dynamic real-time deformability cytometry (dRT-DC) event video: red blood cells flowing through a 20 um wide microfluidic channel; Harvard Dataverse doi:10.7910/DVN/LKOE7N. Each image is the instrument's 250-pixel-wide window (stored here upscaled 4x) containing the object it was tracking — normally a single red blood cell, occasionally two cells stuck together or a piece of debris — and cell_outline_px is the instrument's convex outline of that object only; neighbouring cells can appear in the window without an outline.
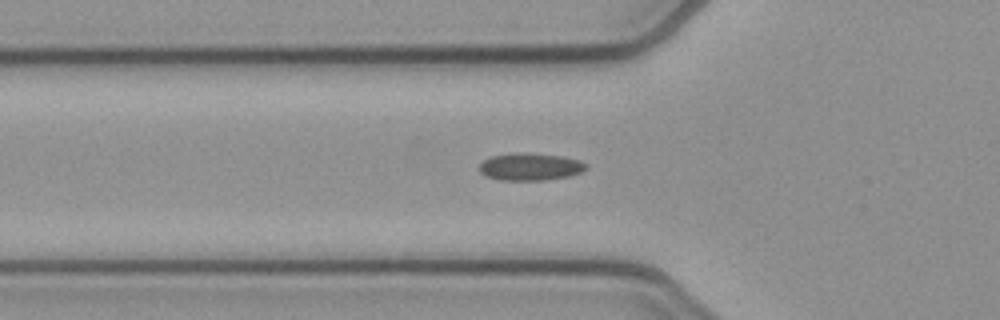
{"species": "common noctule bat (a hibernating species)", "species_latin": "Nyctalus noctula", "temperature_condition": "cold", "stored_images_in_passage": 47, "camera_frame_rate_fps": 3000, "um_per_image_px": 0.085, "animal": {"sex": "female", "body_mass_g": 21.9}, "frame": {"image": 1, "passage_image": 17, "time_ms": 5.333, "image_size_px": [1000, 320], "cell_outline_px": [[588, 168], [580, 172], [568, 176], [544, 180], [500, 180], [484, 176], [476, 168], [484, 160], [492, 156], [524, 152], [528, 152], [560, 156], [580, 160]], "centroid_in_image_um": [45.02, 14.18], "position_along_channel_um": 80.8, "area_um2": 16.99}}
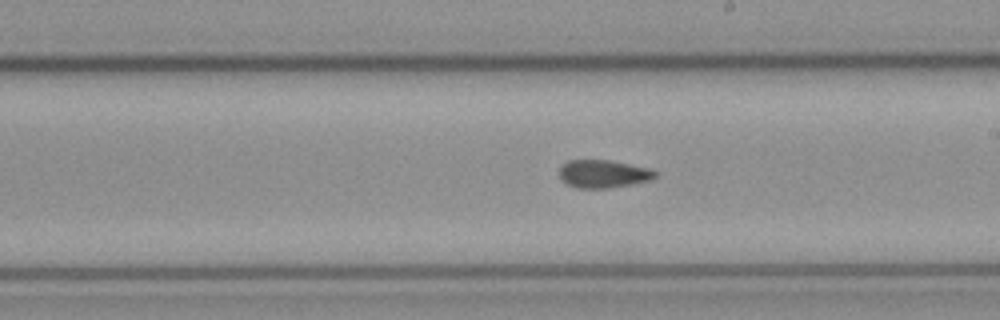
{"frame": {"image": 2, "passage_image": 29, "time_ms": 9.333, "image_size_px": [1000, 320], "cell_outline_px": [[656, 176], [648, 180], [632, 184], [608, 188], [576, 188], [560, 180], [560, 168], [568, 160], [608, 160], [648, 168], [656, 172]], "centroid_in_image_um": [51.24, 14.78], "position_along_channel_um": 237.8, "area_um2": 15.37}}
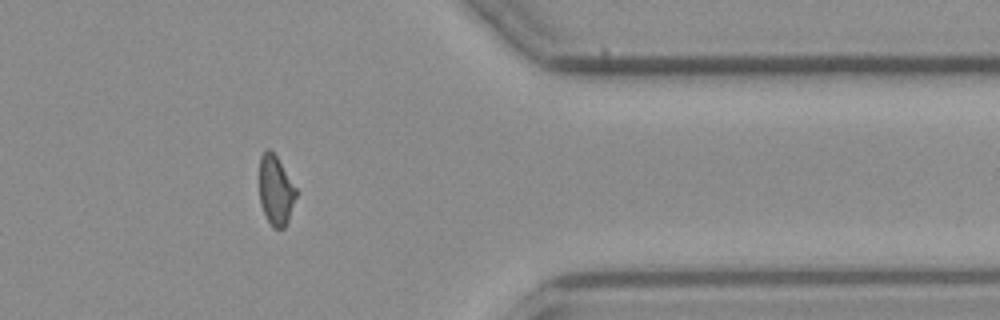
{"frame": {"image": 3, "passage_image": 42, "time_ms": 13.667, "image_size_px": [1000, 320], "cell_outline_px": [[296, 196], [288, 220], [284, 228], [272, 228], [260, 204], [260, 156], [268, 148], [276, 156], [296, 188]], "centroid_in_image_um": [23.43, 16.2], "position_along_channel_um": 388.0, "area_um2": 14.57}}